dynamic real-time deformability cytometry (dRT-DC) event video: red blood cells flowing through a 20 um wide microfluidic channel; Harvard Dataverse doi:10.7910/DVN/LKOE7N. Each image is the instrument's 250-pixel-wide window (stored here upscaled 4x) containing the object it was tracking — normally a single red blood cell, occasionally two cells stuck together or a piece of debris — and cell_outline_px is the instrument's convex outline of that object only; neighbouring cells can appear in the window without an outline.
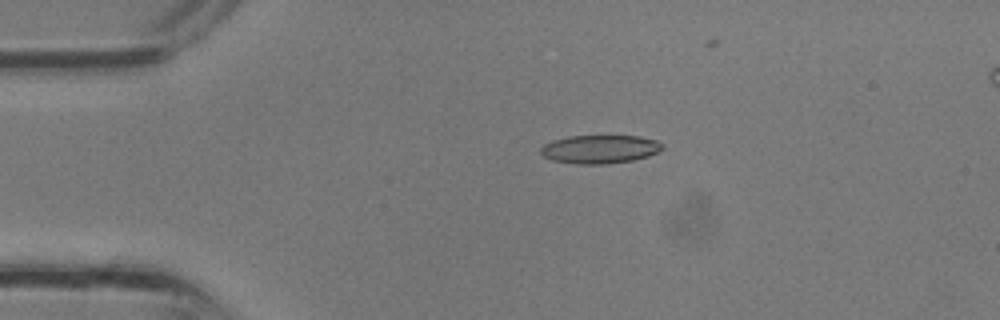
{"species": "common noctule bat (a hibernating species)", "species_latin": "Nyctalus noctula", "temperature_condition": "room temperature", "stored_images_in_passage": 28, "camera_frame_rate_fps": 3000, "um_per_image_px": 0.085, "animal": {"sex": "male", "body_mass_g": 13.3}, "frame": {"image": 1, "passage_image": 7, "time_ms": 2.0, "image_size_px": [1000, 320], "cell_outline_px": [[664, 148], [648, 156], [632, 160], [608, 164], [576, 164], [552, 160], [544, 156], [540, 152], [540, 148], [544, 144], [552, 140], [568, 136], [640, 136], [656, 140], [664, 144]], "centroid_in_image_um": [50.98, 12.68], "position_along_channel_um": 34.0, "area_um2": 20.23}}
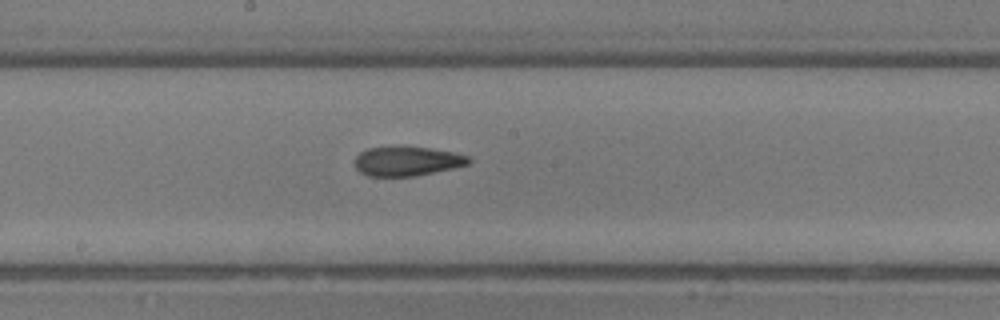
{"frame": {"image": 2, "passage_image": 18, "time_ms": 5.667, "image_size_px": [1000, 320], "cell_outline_px": [[472, 160], [468, 164], [452, 168], [416, 176], [368, 176], [360, 172], [356, 168], [356, 156], [360, 152], [368, 148], [396, 144], [400, 144], [428, 148], [452, 152], [468, 156]], "centroid_in_image_um": [34.57, 13.66], "position_along_channel_um": 213.6, "area_um2": 19.88}}
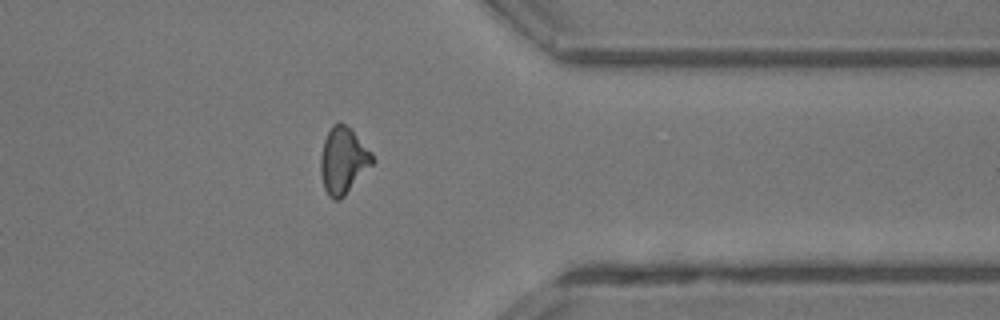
{"frame": {"image": 3, "passage_image": 27, "time_ms": 8.667, "image_size_px": [1000, 320], "cell_outline_px": [[376, 160], [344, 196], [340, 200], [332, 200], [328, 196], [324, 188], [320, 172], [320, 156], [324, 140], [332, 124], [340, 120], [372, 152]], "centroid_in_image_um": [29.15, 13.66], "position_along_channel_um": 382.2, "area_um2": 20.0}}